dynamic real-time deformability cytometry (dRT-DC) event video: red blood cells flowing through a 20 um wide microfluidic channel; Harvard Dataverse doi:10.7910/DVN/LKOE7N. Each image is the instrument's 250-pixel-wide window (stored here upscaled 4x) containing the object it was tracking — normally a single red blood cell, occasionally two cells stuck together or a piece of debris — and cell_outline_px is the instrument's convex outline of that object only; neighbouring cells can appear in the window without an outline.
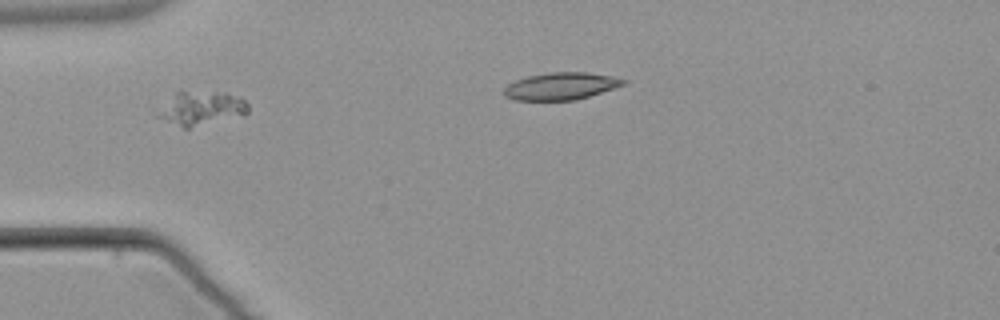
{"species": "common noctule bat (a hibernating species)", "species_latin": "Nyctalus noctula", "temperature_condition": "warm", "stored_images_in_passage": 4, "camera_frame_rate_fps": 3000, "um_per_image_px": 0.085, "animal": {"sex": "male", "body_mass_g": 21.5, "forearm_length_mm": 52.0}, "frame": {"image": 1, "passage_image": 2, "time_ms": 2.0, "image_size_px": [1000, 320], "cell_outline_px": [[248, 112], [244, 116], [188, 128], [184, 128], [156, 116], [176, 92], [216, 92], [240, 96], [248, 104]], "centroid_in_image_um": [17.21, 9.22], "position_along_channel_um": 67.8, "area_um2": 17.34}}